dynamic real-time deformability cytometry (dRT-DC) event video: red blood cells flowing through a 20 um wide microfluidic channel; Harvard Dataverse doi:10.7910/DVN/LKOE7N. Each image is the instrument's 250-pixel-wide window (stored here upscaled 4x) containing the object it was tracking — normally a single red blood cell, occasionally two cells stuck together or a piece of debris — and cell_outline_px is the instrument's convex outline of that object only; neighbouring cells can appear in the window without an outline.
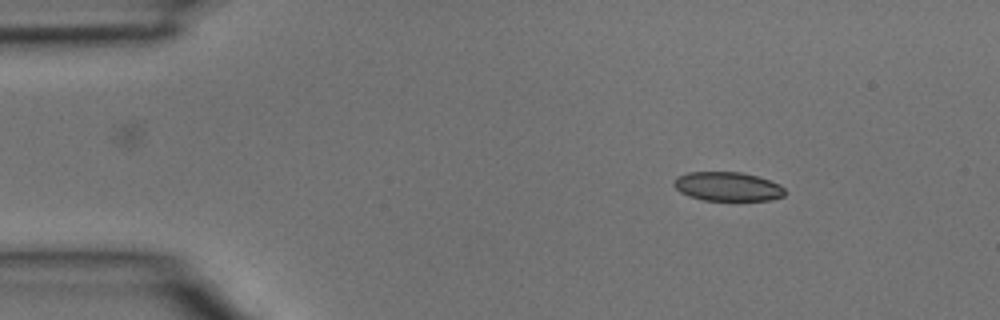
{"species": "common noctule bat (a hibernating species)", "species_latin": "Nyctalus noctula", "temperature_condition": "room temperature", "stored_images_in_passage": 4, "camera_frame_rate_fps": 3000, "um_per_image_px": 0.085, "animal": {"sex": "male", "body_mass_g": 15.6}, "frame": {"image": 1, "passage_image": 1, "time_ms": 0.0, "image_size_px": [1000, 320], "cell_outline_px": [[784, 196], [768, 200], [704, 200], [688, 196], [680, 192], [672, 184], [676, 176], [688, 172], [740, 172], [756, 176], [780, 184], [784, 188]], "centroid_in_image_um": [61.81, 15.85], "position_along_channel_um": 23.2, "area_um2": 18.73}}
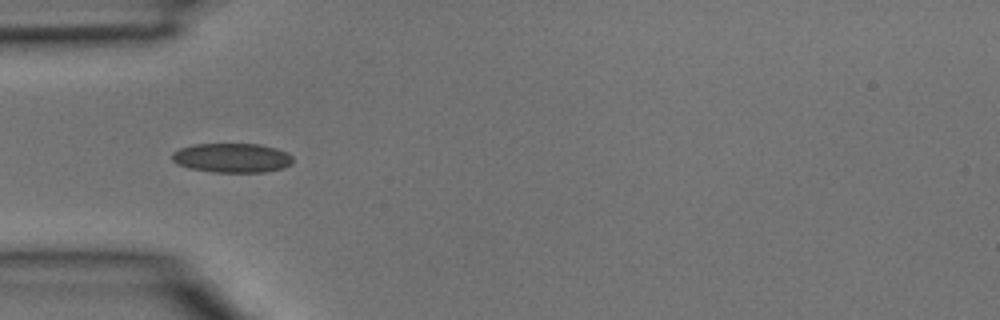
{"frame": {"image": 2, "passage_image": 3, "time_ms": 0.667, "image_size_px": [1000, 320], "cell_outline_px": [[292, 164], [284, 168], [264, 172], [212, 172], [188, 168], [176, 164], [172, 160], [172, 152], [180, 148], [196, 144], [260, 144], [276, 148], [288, 152], [292, 156]], "centroid_in_image_um": [19.73, 13.42], "position_along_channel_um": 65.3, "area_um2": 20.87}}